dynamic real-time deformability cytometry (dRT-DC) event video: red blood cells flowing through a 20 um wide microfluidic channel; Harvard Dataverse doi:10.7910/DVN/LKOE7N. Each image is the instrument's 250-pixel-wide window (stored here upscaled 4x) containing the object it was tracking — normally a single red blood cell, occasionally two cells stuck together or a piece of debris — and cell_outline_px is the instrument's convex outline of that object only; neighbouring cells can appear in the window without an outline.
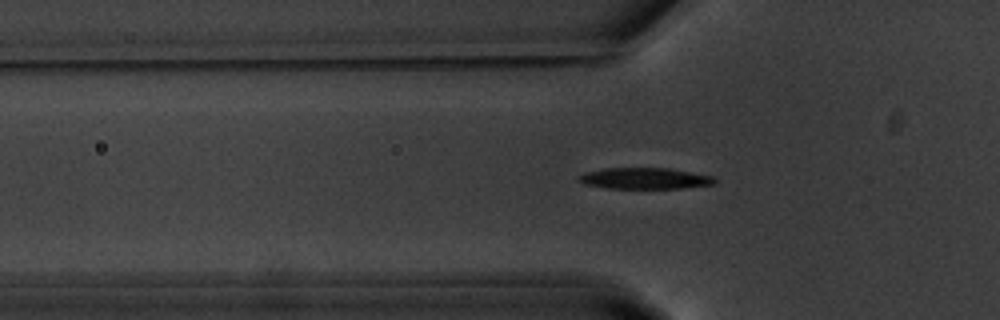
{"species": "common noctule bat (a hibernating species)", "species_latin": "Nyctalus noctula", "temperature_condition": "warm", "stored_images_in_passage": 38, "camera_frame_rate_fps": 3000, "um_per_image_px": 0.085, "animal": {"sex": "male", "body_mass_g": 20.1, "forearm_length_mm": 53.5}, "frame": {"image": 1, "passage_image": 7, "time_ms": 2.0, "image_size_px": [1000, 320], "cell_outline_px": [[716, 184], [680, 188], [608, 188], [584, 184], [580, 180], [580, 176], [584, 172], [604, 168], [668, 168], [712, 176], [716, 180]], "centroid_in_image_um": [54.81, 15.16], "position_along_channel_um": 71.0, "area_um2": 16.59}}
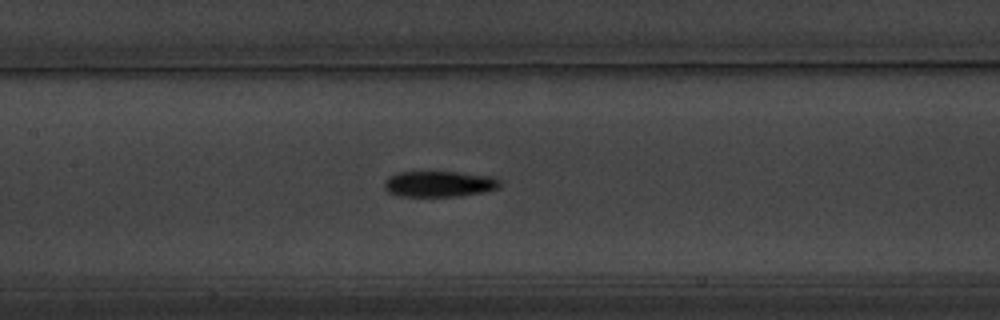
{"frame": {"image": 2, "passage_image": 15, "time_ms": 4.667, "image_size_px": [1000, 320], "cell_outline_px": [[500, 188], [484, 192], [460, 196], [396, 196], [388, 192], [384, 188], [384, 180], [388, 176], [396, 172], [456, 172], [492, 176], [500, 180]], "centroid_in_image_um": [37.31, 15.63], "position_along_channel_um": 170.1, "area_um2": 17.63}}
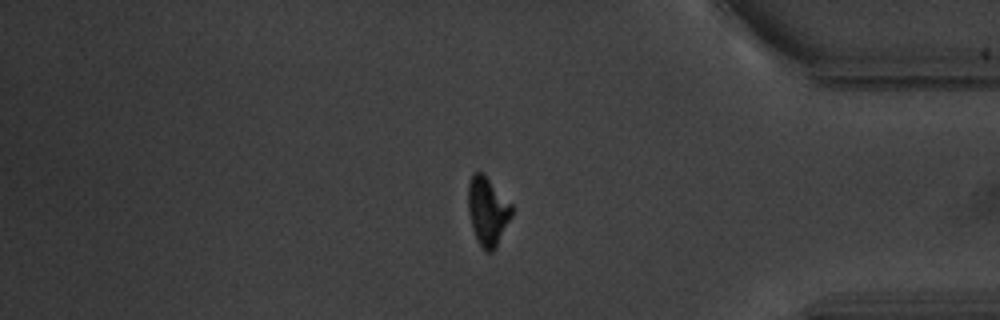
{"frame": {"image": 3, "passage_image": 35, "time_ms": 11.333, "image_size_px": [1000, 320], "cell_outline_px": [[512, 216], [496, 248], [492, 252], [484, 252], [476, 240], [472, 228], [468, 212], [468, 184], [472, 172], [484, 172], [512, 204]], "centroid_in_image_um": [41.44, 17.94], "position_along_channel_um": 393.8, "area_um2": 17.86}}